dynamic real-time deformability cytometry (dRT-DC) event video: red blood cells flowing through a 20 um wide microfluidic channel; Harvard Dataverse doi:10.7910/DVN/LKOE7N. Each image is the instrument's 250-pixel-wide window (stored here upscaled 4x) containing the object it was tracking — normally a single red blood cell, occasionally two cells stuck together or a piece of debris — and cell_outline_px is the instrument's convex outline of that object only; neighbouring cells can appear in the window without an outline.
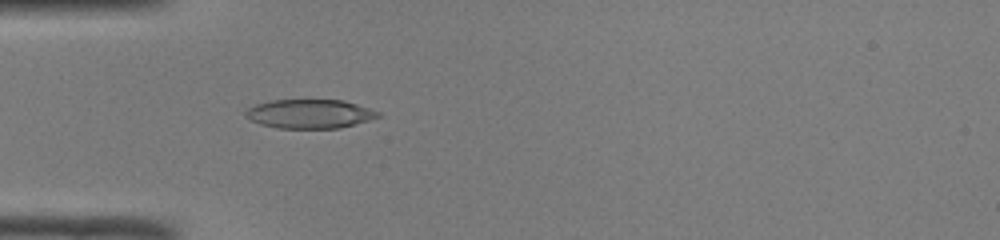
{"species": "common noctule bat (a hibernating species)", "species_latin": "Nyctalus noctula", "temperature_condition": "room temperature", "stored_images_in_passage": 41, "camera_frame_rate_fps": 3000, "um_per_image_px": 0.085, "animal": {"sex": "male", "body_mass_g": 19.0, "forearm_length_mm": 50.8}, "frame": {"image": 1, "passage_image": 7, "time_ms": 2.0, "image_size_px": [1000, 240], "cell_outline_px": [[380, 116], [368, 120], [340, 128], [276, 128], [260, 124], [244, 116], [244, 112], [248, 108], [256, 104], [272, 100], [344, 100], [380, 112]], "centroid_in_image_um": [26.29, 9.68], "position_along_channel_um": 58.7, "area_um2": 22.25}}
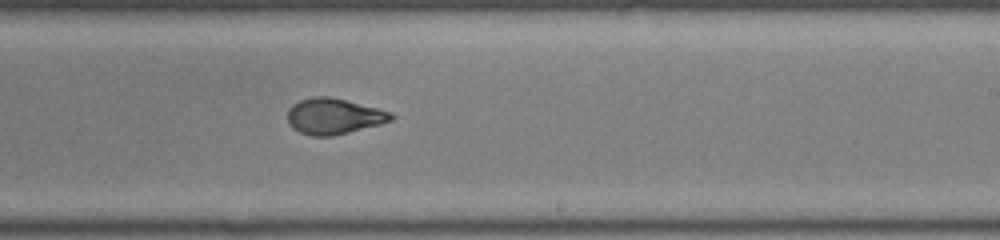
{"frame": {"image": 2, "passage_image": 22, "time_ms": 7.0, "image_size_px": [1000, 240], "cell_outline_px": [[396, 116], [392, 120], [380, 124], [332, 136], [312, 136], [300, 132], [292, 128], [288, 124], [288, 108], [292, 104], [300, 100], [312, 96], [328, 96], [392, 112]], "centroid_in_image_um": [28.34, 9.88], "position_along_channel_um": 260.7, "area_um2": 21.56}}
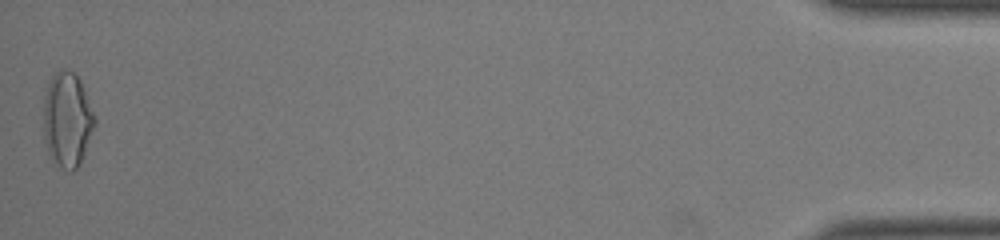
{"frame": {"image": 3, "passage_image": 41, "time_ms": 13.333, "image_size_px": [1000, 240], "cell_outline_px": [[96, 124], [80, 164], [72, 172], [64, 168], [52, 160], [48, 152], [44, 140], [44, 96], [48, 80], [56, 72], [72, 72], [80, 80], [96, 116]], "centroid_in_image_um": [5.72, 10.19], "position_along_channel_um": 429.5, "area_um2": 28.15}, "authors_computed_cell_mechanics": {"area_um2": 21.7906, "velocity_mm_per_s": 4.119, "shape_relaxation_time_tau1_ms": 5.8971, "shape_relaxation_time_tau2_ms": 0.9856, "deformation_change_tau1": 0.2293, "deformation_change_tau2": 0.0587}}